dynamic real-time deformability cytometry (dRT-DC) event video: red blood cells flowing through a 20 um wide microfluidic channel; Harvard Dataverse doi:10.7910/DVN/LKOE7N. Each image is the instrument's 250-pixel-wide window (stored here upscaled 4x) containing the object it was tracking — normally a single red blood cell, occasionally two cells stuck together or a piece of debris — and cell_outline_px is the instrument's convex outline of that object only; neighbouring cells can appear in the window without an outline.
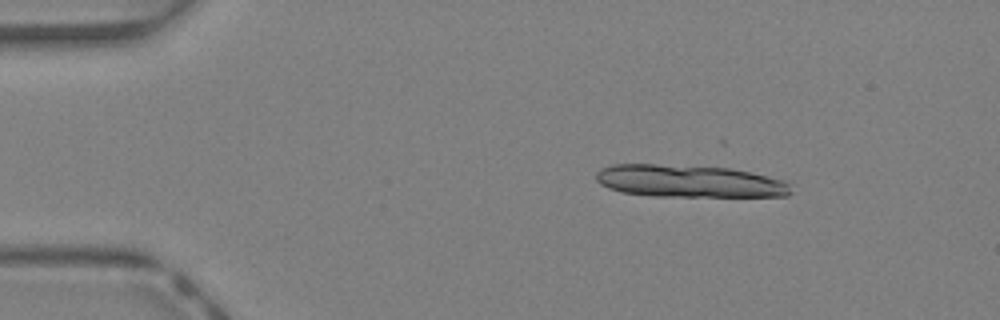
{"species": "Egyptian fruit bat (a non-hibernating species)", "species_latin": "Rousettus aegyptiacus", "temperature_condition": "warm", "stored_images_in_passage": 11, "camera_frame_rate_fps": 3000, "um_per_image_px": 0.085, "animal": {"sex": "female"}, "frame": {"image": 1, "passage_image": 4, "time_ms": 1.0, "image_size_px": [1000, 320], "cell_outline_px": [[792, 192], [788, 196], [652, 196], [620, 192], [608, 188], [600, 184], [596, 180], [596, 172], [600, 168], [612, 164], [656, 164], [728, 168], [748, 172], [784, 180], [788, 184]], "centroid_in_image_um": [58.51, 15.4], "position_along_channel_um": 26.5, "area_um2": 36.7}}